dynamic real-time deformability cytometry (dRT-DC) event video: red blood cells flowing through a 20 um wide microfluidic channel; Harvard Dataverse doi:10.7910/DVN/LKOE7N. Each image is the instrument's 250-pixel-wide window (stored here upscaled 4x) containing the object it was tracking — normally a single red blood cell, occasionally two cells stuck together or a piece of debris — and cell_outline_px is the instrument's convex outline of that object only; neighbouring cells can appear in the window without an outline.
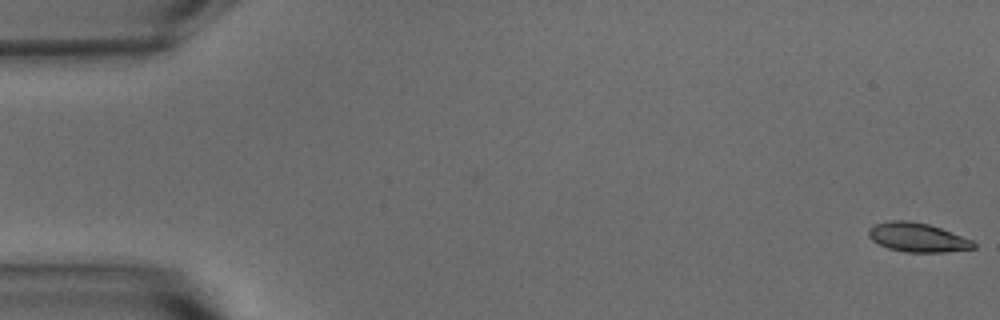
{"species": "common noctule bat (a hibernating species)", "species_latin": "Nyctalus noctula", "temperature_condition": "warm", "stored_images_in_passage": 54, "camera_frame_rate_fps": 3000, "um_per_image_px": 0.085, "animal": {"sex": "male", "body_mass_g": 15.6}, "frame": {"image": 1, "passage_image": 1, "time_ms": 0.0, "image_size_px": [1000, 320], "cell_outline_px": [[976, 248], [944, 252], [904, 252], [888, 248], [872, 240], [868, 236], [868, 228], [872, 224], [888, 220], [908, 220], [928, 224], [940, 228], [972, 240], [976, 244]], "centroid_in_image_um": [77.94, 20.17], "position_along_channel_um": 7.1, "area_um2": 17.86}}
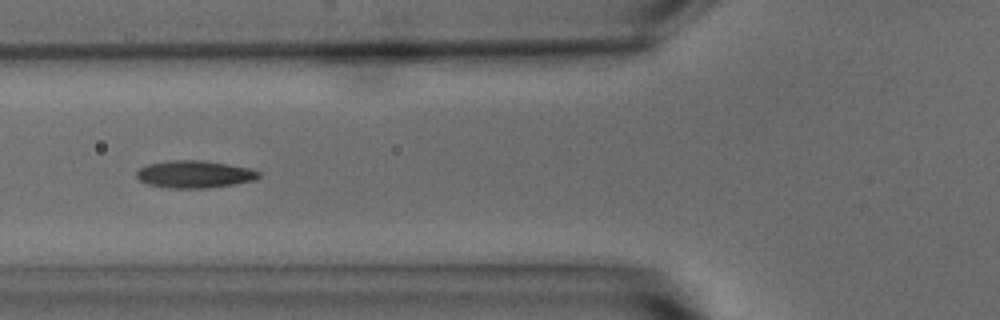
{"frame": {"image": 2, "passage_image": 21, "time_ms": 6.667, "image_size_px": [1000, 320], "cell_outline_px": [[260, 176], [256, 180], [208, 188], [168, 188], [148, 184], [140, 180], [136, 176], [136, 172], [140, 168], [148, 164], [168, 160], [200, 160], [228, 164], [248, 168], [260, 172]], "centroid_in_image_um": [16.52, 14.81], "position_along_channel_um": 109.3, "area_um2": 19.42}}
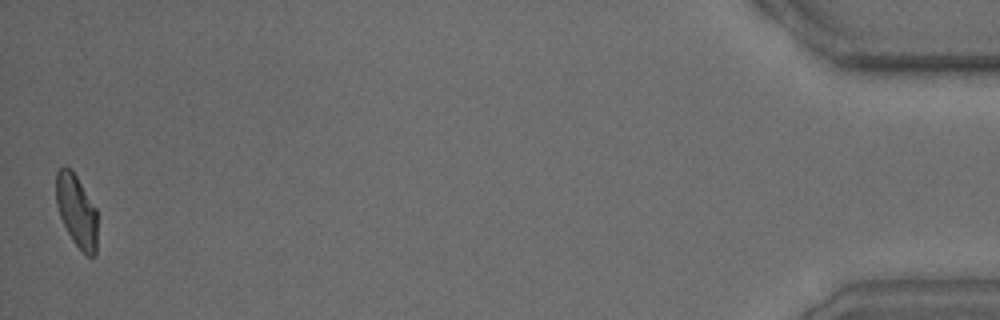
{"frame": {"image": 3, "passage_image": 54, "time_ms": 17.667, "image_size_px": [1000, 320], "cell_outline_px": [[96, 256], [88, 256], [72, 240], [60, 216], [56, 204], [56, 172], [64, 164], [72, 168], [96, 208]], "centroid_in_image_um": [6.49, 17.86], "position_along_channel_um": 428.7, "area_um2": 17.4}, "authors_computed_cell_mechanics": {"area_um2": 18.4093, "velocity_mm_per_s": 3.7416, "shape_relaxation_time_tau1_ms": 6.8276, "shape_relaxation_time_tau2_ms": 2.624, "deformation_change_tau1": 0.2095, "deformation_change_tau2": 0.0813}}